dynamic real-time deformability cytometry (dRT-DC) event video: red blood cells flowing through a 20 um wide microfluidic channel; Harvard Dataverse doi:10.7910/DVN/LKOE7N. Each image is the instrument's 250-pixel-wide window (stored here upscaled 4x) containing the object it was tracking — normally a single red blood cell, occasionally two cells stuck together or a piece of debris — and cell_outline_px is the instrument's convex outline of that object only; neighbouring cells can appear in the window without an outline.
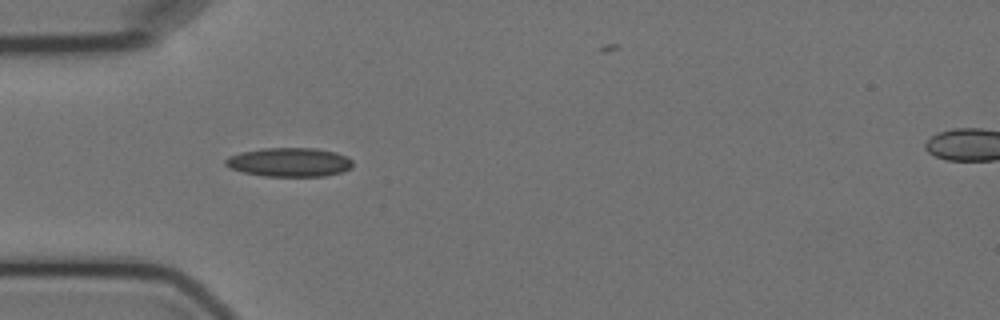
{"species": "Egyptian fruit bat (a non-hibernating species)", "species_latin": "Rousettus aegyptiacus", "temperature_condition": "cold", "stored_images_in_passage": 5, "camera_frame_rate_fps": 3000, "um_per_image_px": 0.085, "animal": {"sex": "female"}, "frame": {"image": 1, "passage_image": 4, "time_ms": 4.0, "image_size_px": [1000, 320], "cell_outline_px": [[352, 168], [344, 172], [324, 176], [264, 176], [244, 172], [232, 168], [224, 164], [224, 160], [228, 156], [240, 152], [260, 148], [316, 148], [336, 152], [352, 160]], "centroid_in_image_um": [24.6, 13.78], "position_along_channel_um": 60.4, "area_um2": 21.56}}
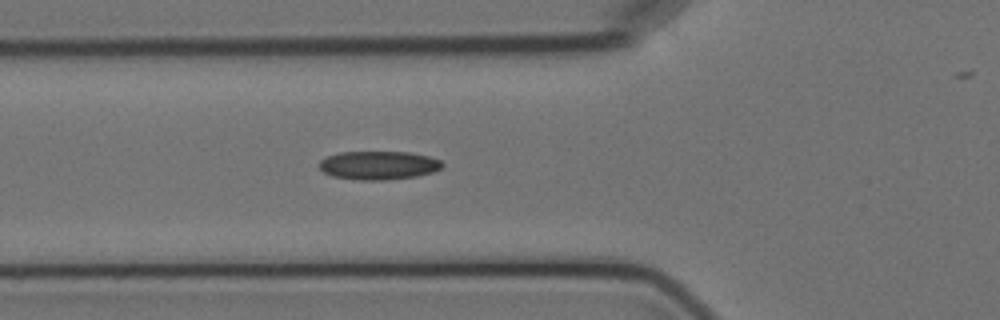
{"frame": {"image": 2, "passage_image": 5, "time_ms": 5.0, "image_size_px": [1000, 320], "cell_outline_px": [[444, 164], [440, 168], [432, 172], [416, 176], [384, 180], [360, 180], [332, 176], [324, 172], [320, 168], [320, 160], [324, 156], [340, 152], [408, 152], [428, 156], [440, 160]], "centroid_in_image_um": [32.15, 14.04], "position_along_channel_um": 93.7, "area_um2": 20.4}}